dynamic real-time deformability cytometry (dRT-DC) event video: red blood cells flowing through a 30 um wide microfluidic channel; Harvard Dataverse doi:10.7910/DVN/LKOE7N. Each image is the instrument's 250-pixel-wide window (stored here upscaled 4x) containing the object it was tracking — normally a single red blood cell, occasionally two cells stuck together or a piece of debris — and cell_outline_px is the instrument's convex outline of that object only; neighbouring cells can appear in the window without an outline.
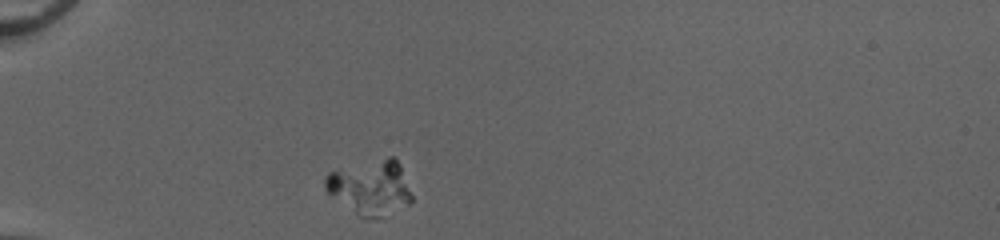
{"species": "common noctule bat (a hibernating species)", "species_latin": "Nyctalus noctula", "temperature_condition": "cold", "stored_images_in_passage": 37, "camera_frame_rate_fps": 3000, "um_per_image_px": 0.085, "animal": {"sex": "female", "body_mass_g": 20.0, "forearm_length_mm": 54.0}, "frame": {"image": 1, "passage_image": 1, "time_ms": 0.0, "image_size_px": [1000, 240], "cell_outline_px": [[412, 200], [408, 204], [376, 220], [364, 220], [356, 216], [328, 192], [324, 188], [324, 176], [328, 172], [388, 156], [392, 156], [400, 164], [412, 196]], "centroid_in_image_um": [31.46, 15.97], "position_along_channel_um": 53.5, "area_um2": 27.8}}
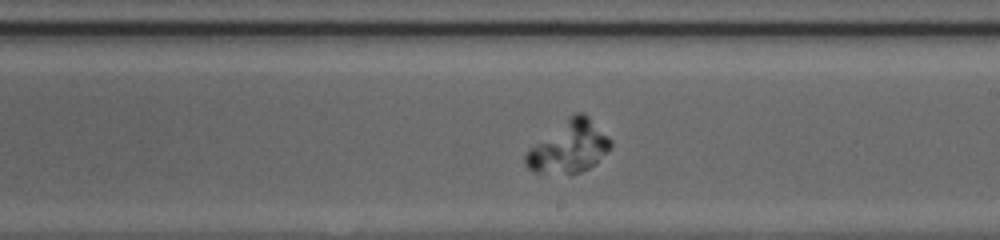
{"frame": {"image": 2, "passage_image": 17, "time_ms": 5.333, "image_size_px": [1000, 240], "cell_outline_px": [[612, 144], [608, 152], [596, 164], [580, 172], [532, 172], [524, 164], [524, 156], [532, 148], [576, 112], [584, 112], [612, 140]], "centroid_in_image_um": [48.43, 12.5], "position_along_channel_um": 240.6, "area_um2": 24.68}}
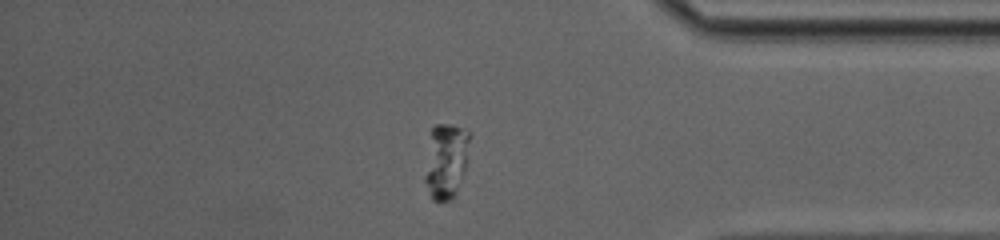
{"frame": {"image": 3, "passage_image": 30, "time_ms": 9.667, "image_size_px": [1000, 240], "cell_outline_px": [[472, 132], [464, 172], [456, 196], [452, 200], [432, 200], [424, 180], [424, 176], [432, 128], [436, 124], [448, 124], [464, 128]], "centroid_in_image_um": [37.94, 13.66], "position_along_channel_um": 397.3, "area_um2": 19.77}}